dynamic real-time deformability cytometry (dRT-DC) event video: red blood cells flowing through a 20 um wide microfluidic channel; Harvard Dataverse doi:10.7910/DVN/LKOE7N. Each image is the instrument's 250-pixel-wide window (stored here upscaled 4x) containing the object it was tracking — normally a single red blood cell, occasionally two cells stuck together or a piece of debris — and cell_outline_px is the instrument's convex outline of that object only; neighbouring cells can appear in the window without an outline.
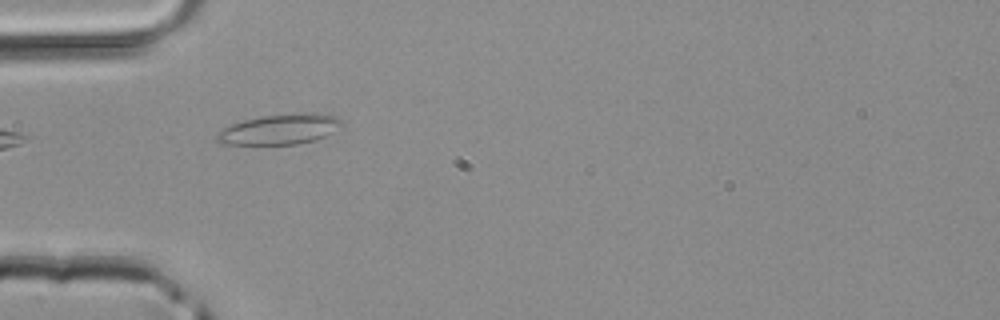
{"species": "common noctule bat (a hibernating species)", "species_latin": "Nyctalus noctula", "temperature_condition": "room temperature", "stored_images_in_passage": 1, "camera_frame_rate_fps": 3000, "um_per_image_px": 0.085, "animal": {"sex": "male", "body_mass_g": 20.4}, "frame": {"image": 1, "passage_image": 1, "time_ms": 0.0, "image_size_px": [1000, 320], "cell_outline_px": [[344, 124], [332, 132], [316, 140], [296, 144], [220, 144], [216, 140], [216, 132], [232, 124], [244, 120], [260, 116], [300, 112], [320, 112], [336, 116], [344, 120]], "centroid_in_image_um": [23.82, 10.97], "position_along_channel_um": 61.2, "area_um2": 22.37}}